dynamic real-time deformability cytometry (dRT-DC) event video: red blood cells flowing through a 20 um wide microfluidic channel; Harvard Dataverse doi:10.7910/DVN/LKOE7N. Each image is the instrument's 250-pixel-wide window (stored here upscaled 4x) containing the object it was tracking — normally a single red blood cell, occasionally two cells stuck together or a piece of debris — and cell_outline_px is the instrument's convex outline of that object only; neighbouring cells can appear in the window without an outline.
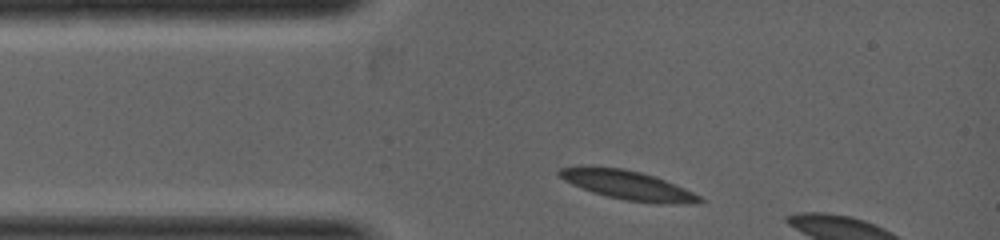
{"species": "common noctule bat (a hibernating species)", "species_latin": "Nyctalus noctula", "temperature_condition": "warm", "stored_images_in_passage": 2, "camera_frame_rate_fps": 5000, "um_per_image_px": 0.085, "animal": {"sex": "female", "body_mass_g": 19.0, "forearm_length_mm": 53.3}, "frame": {"image": 1, "passage_image": 1, "time_ms": 0.0, "image_size_px": [1000, 240], "cell_outline_px": [[704, 200], [696, 204], [656, 204], [624, 200], [592, 192], [580, 188], [564, 180], [556, 172], [560, 168], [580, 164], [620, 168], [640, 172], [664, 180], [684, 188], [700, 196]], "centroid_in_image_um": [53.31, 15.73], "position_along_channel_um": 31.7, "area_um2": 24.1}}